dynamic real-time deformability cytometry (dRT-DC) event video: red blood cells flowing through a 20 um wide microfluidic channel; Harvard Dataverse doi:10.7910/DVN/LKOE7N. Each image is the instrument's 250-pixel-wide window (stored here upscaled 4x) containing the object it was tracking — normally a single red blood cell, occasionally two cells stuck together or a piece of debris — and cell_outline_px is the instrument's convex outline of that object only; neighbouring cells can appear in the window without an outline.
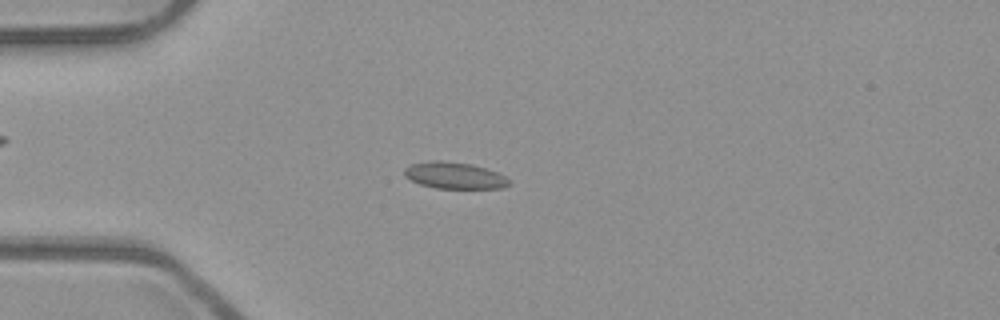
{"species": "common noctule bat (a hibernating species)", "species_latin": "Nyctalus noctula", "temperature_condition": "room temperature", "stored_images_in_passage": 4, "camera_frame_rate_fps": 3000, "um_per_image_px": 0.085, "animal": {"sex": "male", "body_mass_g": 23.1, "forearm_length_mm": 52.7}, "frame": {"image": 1, "passage_image": 2, "time_ms": 0.333, "image_size_px": [1000, 320], "cell_outline_px": [[512, 184], [504, 188], [436, 188], [420, 184], [404, 176], [404, 168], [412, 164], [428, 160], [444, 160], [472, 164], [496, 172], [512, 180]], "centroid_in_image_um": [38.65, 14.91], "position_along_channel_um": 46.4, "area_um2": 16.36}}
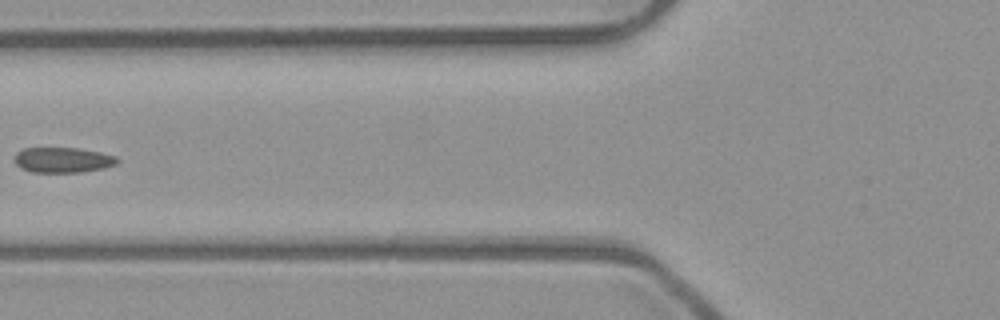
{"frame": {"image": 2, "passage_image": 4, "time_ms": 1.0, "image_size_px": [1000, 320], "cell_outline_px": [[120, 160], [116, 164], [104, 168], [80, 172], [32, 172], [20, 168], [16, 164], [16, 152], [24, 148], [80, 148], [100, 152], [116, 156]], "centroid_in_image_um": [5.36, 13.59], "position_along_channel_um": 120.4, "area_um2": 15.14}}